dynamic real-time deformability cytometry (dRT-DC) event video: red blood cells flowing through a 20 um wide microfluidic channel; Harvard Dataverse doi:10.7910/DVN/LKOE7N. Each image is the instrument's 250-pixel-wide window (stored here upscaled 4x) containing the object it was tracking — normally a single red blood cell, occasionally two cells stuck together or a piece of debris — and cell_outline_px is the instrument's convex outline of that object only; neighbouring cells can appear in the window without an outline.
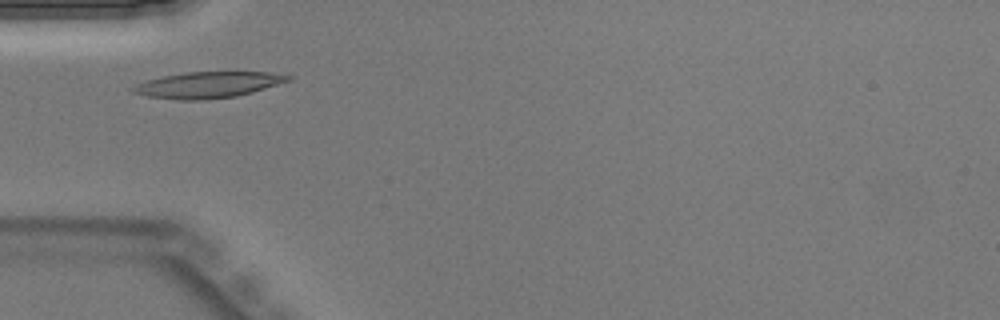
{"species": "Egyptian fruit bat (a non-hibernating species)", "species_latin": "Rousettus aegyptiacus", "temperature_condition": "warm", "stored_images_in_passage": 28, "camera_frame_rate_fps": 3000, "um_per_image_px": 0.085, "animal": {"sex": "male"}, "frame": {"image": 1, "passage_image": 5, "time_ms": 1.333, "image_size_px": [1000, 320], "cell_outline_px": [[296, 76], [292, 80], [252, 92], [236, 96], [204, 100], [180, 100], [148, 96], [132, 92], [128, 88], [144, 80], [184, 72], [268, 72]], "centroid_in_image_um": [17.67, 7.21], "position_along_channel_um": 67.3, "area_um2": 23.76}}
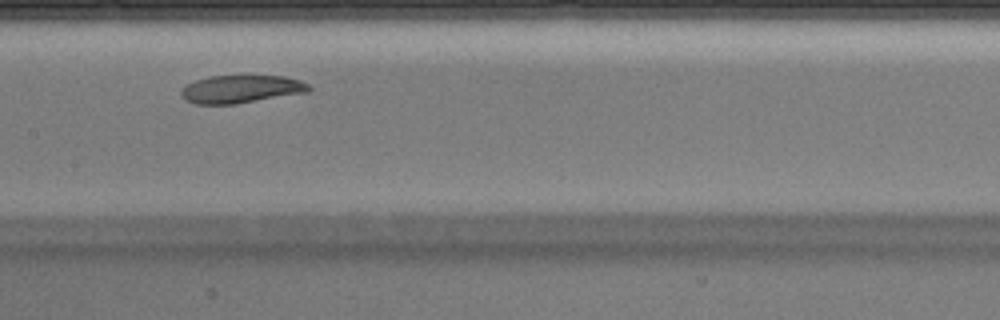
{"frame": {"image": 2, "passage_image": 13, "time_ms": 4.0, "image_size_px": [1000, 320], "cell_outline_px": [[312, 88], [308, 92], [236, 104], [196, 104], [184, 100], [180, 96], [180, 92], [188, 84], [196, 80], [208, 76], [244, 72], [284, 76], [300, 80], [308, 84]], "centroid_in_image_um": [20.51, 7.52], "position_along_channel_um": 186.9, "area_um2": 21.85}}